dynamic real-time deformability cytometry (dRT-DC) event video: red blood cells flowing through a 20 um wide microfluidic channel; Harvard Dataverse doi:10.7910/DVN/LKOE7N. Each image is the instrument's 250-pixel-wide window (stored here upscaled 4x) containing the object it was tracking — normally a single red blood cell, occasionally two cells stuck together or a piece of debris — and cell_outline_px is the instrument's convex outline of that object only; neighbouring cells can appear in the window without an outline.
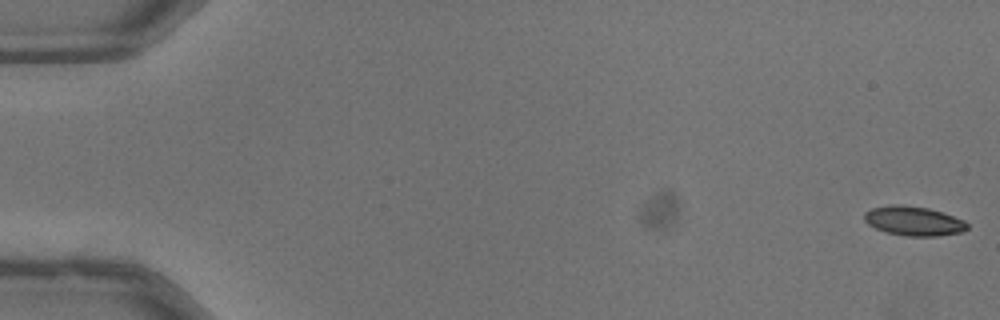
{"species": "common noctule bat (a hibernating species)", "species_latin": "Nyctalus noctula", "temperature_condition": "warm", "stored_images_in_passage": 52, "camera_frame_rate_fps": 3000, "um_per_image_px": 0.085, "animal": {"sex": "male", "body_mass_g": 13.3}, "frame": {"image": 1, "passage_image": 1, "time_ms": 0.0, "image_size_px": [1000, 320], "cell_outline_px": [[968, 228], [964, 232], [936, 236], [908, 236], [888, 232], [876, 228], [868, 224], [864, 220], [864, 212], [872, 208], [892, 204], [900, 204], [928, 208], [964, 220], [968, 224]], "centroid_in_image_um": [77.66, 18.78], "position_along_channel_um": 7.3, "area_um2": 17.51}}
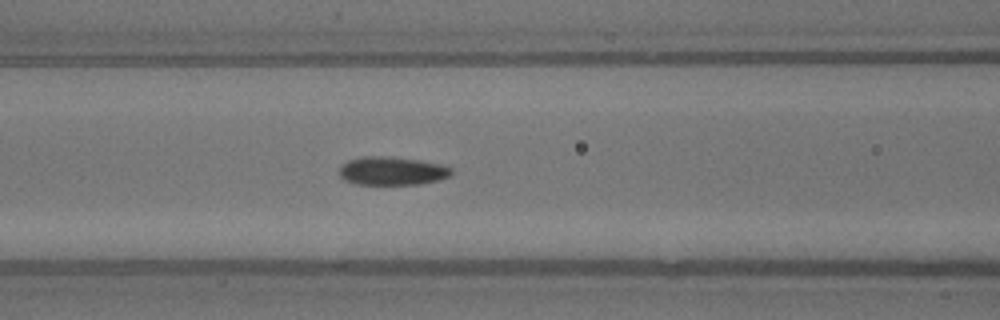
{"frame": {"image": 2, "passage_image": 23, "time_ms": 7.333, "image_size_px": [1000, 320], "cell_outline_px": [[452, 172], [448, 176], [436, 180], [420, 184], [356, 184], [344, 180], [340, 176], [340, 164], [348, 160], [360, 156], [388, 156], [420, 160], [440, 164], [452, 168]], "centroid_in_image_um": [33.27, 14.51], "position_along_channel_um": 133.3, "area_um2": 18.55}}
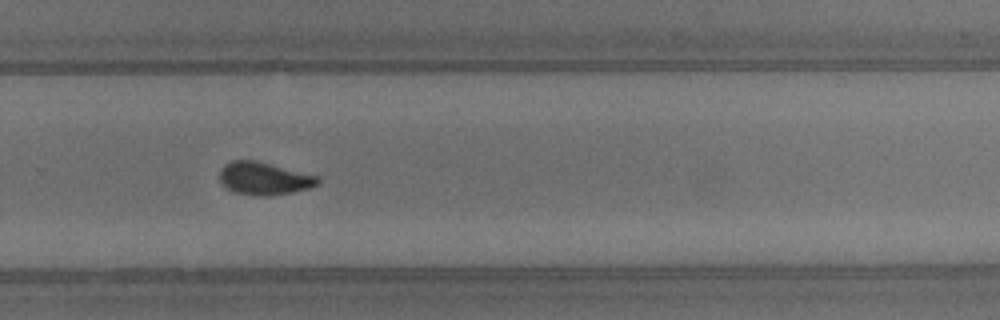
{"frame": {"image": 3, "passage_image": 36, "time_ms": 11.667, "image_size_px": [1000, 320], "cell_outline_px": [[320, 180], [316, 184], [308, 188], [292, 192], [264, 196], [252, 196], [236, 192], [220, 184], [220, 168], [224, 164], [232, 160], [256, 160], [320, 176]], "centroid_in_image_um": [22.42, 15.16], "position_along_channel_um": 307.4, "area_um2": 18.79}, "authors_computed_cell_mechanics": {"area_um2": 18.5249, "velocity_mm_per_s": 4.0255, "shape_relaxation_time_tau1_ms": 8.419, "shape_relaxation_time_tau2_ms": 1.4045, "deformation_change_tau1": 0.1737, "deformation_change_tau2": 0.0621}}